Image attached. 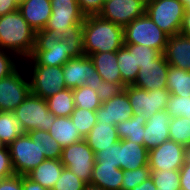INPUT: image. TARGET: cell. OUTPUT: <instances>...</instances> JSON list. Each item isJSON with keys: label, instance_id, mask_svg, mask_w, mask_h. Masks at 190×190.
I'll use <instances>...</instances> for the list:
<instances>
[{"label": "cell", "instance_id": "cell-42", "mask_svg": "<svg viewBox=\"0 0 190 190\" xmlns=\"http://www.w3.org/2000/svg\"><path fill=\"white\" fill-rule=\"evenodd\" d=\"M22 62L15 54L0 49V80L14 73Z\"/></svg>", "mask_w": 190, "mask_h": 190}, {"label": "cell", "instance_id": "cell-58", "mask_svg": "<svg viewBox=\"0 0 190 190\" xmlns=\"http://www.w3.org/2000/svg\"><path fill=\"white\" fill-rule=\"evenodd\" d=\"M60 2L77 1V0H59Z\"/></svg>", "mask_w": 190, "mask_h": 190}, {"label": "cell", "instance_id": "cell-26", "mask_svg": "<svg viewBox=\"0 0 190 190\" xmlns=\"http://www.w3.org/2000/svg\"><path fill=\"white\" fill-rule=\"evenodd\" d=\"M48 132L62 148L84 140L79 130L74 127L70 117H56L55 122L49 128Z\"/></svg>", "mask_w": 190, "mask_h": 190}, {"label": "cell", "instance_id": "cell-16", "mask_svg": "<svg viewBox=\"0 0 190 190\" xmlns=\"http://www.w3.org/2000/svg\"><path fill=\"white\" fill-rule=\"evenodd\" d=\"M169 66L170 65L167 63V60H165L164 55L162 54L152 64L139 66L138 76L132 85L147 91L166 89Z\"/></svg>", "mask_w": 190, "mask_h": 190}, {"label": "cell", "instance_id": "cell-54", "mask_svg": "<svg viewBox=\"0 0 190 190\" xmlns=\"http://www.w3.org/2000/svg\"><path fill=\"white\" fill-rule=\"evenodd\" d=\"M84 190H104L98 186L92 185L90 183L86 184V186L84 187Z\"/></svg>", "mask_w": 190, "mask_h": 190}, {"label": "cell", "instance_id": "cell-21", "mask_svg": "<svg viewBox=\"0 0 190 190\" xmlns=\"http://www.w3.org/2000/svg\"><path fill=\"white\" fill-rule=\"evenodd\" d=\"M149 151L144 145L121 140L120 147V168L122 170H135L142 166H148Z\"/></svg>", "mask_w": 190, "mask_h": 190}, {"label": "cell", "instance_id": "cell-1", "mask_svg": "<svg viewBox=\"0 0 190 190\" xmlns=\"http://www.w3.org/2000/svg\"><path fill=\"white\" fill-rule=\"evenodd\" d=\"M82 54L81 39L61 38L55 31L36 32L35 46L31 56L23 65L63 66L71 58Z\"/></svg>", "mask_w": 190, "mask_h": 190}, {"label": "cell", "instance_id": "cell-56", "mask_svg": "<svg viewBox=\"0 0 190 190\" xmlns=\"http://www.w3.org/2000/svg\"><path fill=\"white\" fill-rule=\"evenodd\" d=\"M25 1L27 0H14V2L16 3V5L19 7L21 4H23Z\"/></svg>", "mask_w": 190, "mask_h": 190}, {"label": "cell", "instance_id": "cell-18", "mask_svg": "<svg viewBox=\"0 0 190 190\" xmlns=\"http://www.w3.org/2000/svg\"><path fill=\"white\" fill-rule=\"evenodd\" d=\"M163 55L170 66L190 72V37L168 36Z\"/></svg>", "mask_w": 190, "mask_h": 190}, {"label": "cell", "instance_id": "cell-8", "mask_svg": "<svg viewBox=\"0 0 190 190\" xmlns=\"http://www.w3.org/2000/svg\"><path fill=\"white\" fill-rule=\"evenodd\" d=\"M185 8L179 0H152L145 13L168 36L179 34Z\"/></svg>", "mask_w": 190, "mask_h": 190}, {"label": "cell", "instance_id": "cell-25", "mask_svg": "<svg viewBox=\"0 0 190 190\" xmlns=\"http://www.w3.org/2000/svg\"><path fill=\"white\" fill-rule=\"evenodd\" d=\"M123 170L108 165H94L90 184L104 190H121Z\"/></svg>", "mask_w": 190, "mask_h": 190}, {"label": "cell", "instance_id": "cell-47", "mask_svg": "<svg viewBox=\"0 0 190 190\" xmlns=\"http://www.w3.org/2000/svg\"><path fill=\"white\" fill-rule=\"evenodd\" d=\"M179 172L181 190H190V164H183Z\"/></svg>", "mask_w": 190, "mask_h": 190}, {"label": "cell", "instance_id": "cell-32", "mask_svg": "<svg viewBox=\"0 0 190 190\" xmlns=\"http://www.w3.org/2000/svg\"><path fill=\"white\" fill-rule=\"evenodd\" d=\"M29 135L33 140H37V144L46 159H61L62 147L51 137L48 131L32 130Z\"/></svg>", "mask_w": 190, "mask_h": 190}, {"label": "cell", "instance_id": "cell-45", "mask_svg": "<svg viewBox=\"0 0 190 190\" xmlns=\"http://www.w3.org/2000/svg\"><path fill=\"white\" fill-rule=\"evenodd\" d=\"M77 2L81 12L85 16L99 15L104 5L103 0H77Z\"/></svg>", "mask_w": 190, "mask_h": 190}, {"label": "cell", "instance_id": "cell-19", "mask_svg": "<svg viewBox=\"0 0 190 190\" xmlns=\"http://www.w3.org/2000/svg\"><path fill=\"white\" fill-rule=\"evenodd\" d=\"M171 117L167 111L161 110L151 118H147L144 130V146L149 151L169 140V127Z\"/></svg>", "mask_w": 190, "mask_h": 190}, {"label": "cell", "instance_id": "cell-57", "mask_svg": "<svg viewBox=\"0 0 190 190\" xmlns=\"http://www.w3.org/2000/svg\"><path fill=\"white\" fill-rule=\"evenodd\" d=\"M5 147H6V144L3 143V142L1 141V139H0V150H1V149H4Z\"/></svg>", "mask_w": 190, "mask_h": 190}, {"label": "cell", "instance_id": "cell-17", "mask_svg": "<svg viewBox=\"0 0 190 190\" xmlns=\"http://www.w3.org/2000/svg\"><path fill=\"white\" fill-rule=\"evenodd\" d=\"M63 76L65 85L69 89H75L85 85L88 77H93L96 71L95 66L89 56L81 54L76 58H71L63 66Z\"/></svg>", "mask_w": 190, "mask_h": 190}, {"label": "cell", "instance_id": "cell-43", "mask_svg": "<svg viewBox=\"0 0 190 190\" xmlns=\"http://www.w3.org/2000/svg\"><path fill=\"white\" fill-rule=\"evenodd\" d=\"M122 90L123 88L118 83L102 81L99 83V88L96 92L99 96L100 102L104 103L116 96Z\"/></svg>", "mask_w": 190, "mask_h": 190}, {"label": "cell", "instance_id": "cell-41", "mask_svg": "<svg viewBox=\"0 0 190 190\" xmlns=\"http://www.w3.org/2000/svg\"><path fill=\"white\" fill-rule=\"evenodd\" d=\"M134 49V60L135 65L144 66L147 64H152L155 60H157L162 53L153 48H149L147 46L139 45V44H129Z\"/></svg>", "mask_w": 190, "mask_h": 190}, {"label": "cell", "instance_id": "cell-15", "mask_svg": "<svg viewBox=\"0 0 190 190\" xmlns=\"http://www.w3.org/2000/svg\"><path fill=\"white\" fill-rule=\"evenodd\" d=\"M133 115V108L124 89L107 102L102 103L101 107L96 110L97 123L117 125L129 120Z\"/></svg>", "mask_w": 190, "mask_h": 190}, {"label": "cell", "instance_id": "cell-37", "mask_svg": "<svg viewBox=\"0 0 190 190\" xmlns=\"http://www.w3.org/2000/svg\"><path fill=\"white\" fill-rule=\"evenodd\" d=\"M120 147L121 140L111 145V147L103 148L95 153L94 165H108L120 168Z\"/></svg>", "mask_w": 190, "mask_h": 190}, {"label": "cell", "instance_id": "cell-55", "mask_svg": "<svg viewBox=\"0 0 190 190\" xmlns=\"http://www.w3.org/2000/svg\"><path fill=\"white\" fill-rule=\"evenodd\" d=\"M185 9H190V0H179Z\"/></svg>", "mask_w": 190, "mask_h": 190}, {"label": "cell", "instance_id": "cell-59", "mask_svg": "<svg viewBox=\"0 0 190 190\" xmlns=\"http://www.w3.org/2000/svg\"><path fill=\"white\" fill-rule=\"evenodd\" d=\"M145 3H148V2H150V1H152V0H143Z\"/></svg>", "mask_w": 190, "mask_h": 190}, {"label": "cell", "instance_id": "cell-29", "mask_svg": "<svg viewBox=\"0 0 190 190\" xmlns=\"http://www.w3.org/2000/svg\"><path fill=\"white\" fill-rule=\"evenodd\" d=\"M49 111L56 117H70L75 110L73 89L65 88L46 99Z\"/></svg>", "mask_w": 190, "mask_h": 190}, {"label": "cell", "instance_id": "cell-22", "mask_svg": "<svg viewBox=\"0 0 190 190\" xmlns=\"http://www.w3.org/2000/svg\"><path fill=\"white\" fill-rule=\"evenodd\" d=\"M64 165L60 159H46L36 166L26 176L51 190L63 171Z\"/></svg>", "mask_w": 190, "mask_h": 190}, {"label": "cell", "instance_id": "cell-20", "mask_svg": "<svg viewBox=\"0 0 190 190\" xmlns=\"http://www.w3.org/2000/svg\"><path fill=\"white\" fill-rule=\"evenodd\" d=\"M51 0H27L18 7L23 18L35 31L43 30L52 14Z\"/></svg>", "mask_w": 190, "mask_h": 190}, {"label": "cell", "instance_id": "cell-48", "mask_svg": "<svg viewBox=\"0 0 190 190\" xmlns=\"http://www.w3.org/2000/svg\"><path fill=\"white\" fill-rule=\"evenodd\" d=\"M18 10V6L14 0H0V16Z\"/></svg>", "mask_w": 190, "mask_h": 190}, {"label": "cell", "instance_id": "cell-51", "mask_svg": "<svg viewBox=\"0 0 190 190\" xmlns=\"http://www.w3.org/2000/svg\"><path fill=\"white\" fill-rule=\"evenodd\" d=\"M103 81L102 77L98 74L97 71L93 72V77H88L85 80V85L89 86L93 90H98L99 83Z\"/></svg>", "mask_w": 190, "mask_h": 190}, {"label": "cell", "instance_id": "cell-3", "mask_svg": "<svg viewBox=\"0 0 190 190\" xmlns=\"http://www.w3.org/2000/svg\"><path fill=\"white\" fill-rule=\"evenodd\" d=\"M36 32L19 10L0 16V49L28 59L35 46Z\"/></svg>", "mask_w": 190, "mask_h": 190}, {"label": "cell", "instance_id": "cell-24", "mask_svg": "<svg viewBox=\"0 0 190 190\" xmlns=\"http://www.w3.org/2000/svg\"><path fill=\"white\" fill-rule=\"evenodd\" d=\"M89 57L103 81L118 83L122 87V77L117 65V52L96 53Z\"/></svg>", "mask_w": 190, "mask_h": 190}, {"label": "cell", "instance_id": "cell-49", "mask_svg": "<svg viewBox=\"0 0 190 190\" xmlns=\"http://www.w3.org/2000/svg\"><path fill=\"white\" fill-rule=\"evenodd\" d=\"M180 34L190 37V9H185Z\"/></svg>", "mask_w": 190, "mask_h": 190}, {"label": "cell", "instance_id": "cell-36", "mask_svg": "<svg viewBox=\"0 0 190 190\" xmlns=\"http://www.w3.org/2000/svg\"><path fill=\"white\" fill-rule=\"evenodd\" d=\"M170 140L184 146L190 144V118L173 117L170 119L169 127Z\"/></svg>", "mask_w": 190, "mask_h": 190}, {"label": "cell", "instance_id": "cell-10", "mask_svg": "<svg viewBox=\"0 0 190 190\" xmlns=\"http://www.w3.org/2000/svg\"><path fill=\"white\" fill-rule=\"evenodd\" d=\"M30 82L23 64L0 80V111L13 112L29 95Z\"/></svg>", "mask_w": 190, "mask_h": 190}, {"label": "cell", "instance_id": "cell-5", "mask_svg": "<svg viewBox=\"0 0 190 190\" xmlns=\"http://www.w3.org/2000/svg\"><path fill=\"white\" fill-rule=\"evenodd\" d=\"M13 113L24 133L32 130L48 131L56 118L49 111L46 100L31 92Z\"/></svg>", "mask_w": 190, "mask_h": 190}, {"label": "cell", "instance_id": "cell-13", "mask_svg": "<svg viewBox=\"0 0 190 190\" xmlns=\"http://www.w3.org/2000/svg\"><path fill=\"white\" fill-rule=\"evenodd\" d=\"M143 0H107L99 16L123 28L145 14Z\"/></svg>", "mask_w": 190, "mask_h": 190}, {"label": "cell", "instance_id": "cell-6", "mask_svg": "<svg viewBox=\"0 0 190 190\" xmlns=\"http://www.w3.org/2000/svg\"><path fill=\"white\" fill-rule=\"evenodd\" d=\"M124 44H139L164 52L168 35L145 13L123 28Z\"/></svg>", "mask_w": 190, "mask_h": 190}, {"label": "cell", "instance_id": "cell-34", "mask_svg": "<svg viewBox=\"0 0 190 190\" xmlns=\"http://www.w3.org/2000/svg\"><path fill=\"white\" fill-rule=\"evenodd\" d=\"M150 177L157 190H181L179 170L151 171Z\"/></svg>", "mask_w": 190, "mask_h": 190}, {"label": "cell", "instance_id": "cell-38", "mask_svg": "<svg viewBox=\"0 0 190 190\" xmlns=\"http://www.w3.org/2000/svg\"><path fill=\"white\" fill-rule=\"evenodd\" d=\"M171 118L185 117L190 118V97H182L170 94L166 109Z\"/></svg>", "mask_w": 190, "mask_h": 190}, {"label": "cell", "instance_id": "cell-52", "mask_svg": "<svg viewBox=\"0 0 190 190\" xmlns=\"http://www.w3.org/2000/svg\"><path fill=\"white\" fill-rule=\"evenodd\" d=\"M132 190H157L156 185L153 183L151 177L143 181L141 184L136 185Z\"/></svg>", "mask_w": 190, "mask_h": 190}, {"label": "cell", "instance_id": "cell-30", "mask_svg": "<svg viewBox=\"0 0 190 190\" xmlns=\"http://www.w3.org/2000/svg\"><path fill=\"white\" fill-rule=\"evenodd\" d=\"M166 84L171 94L190 97L189 71L169 66Z\"/></svg>", "mask_w": 190, "mask_h": 190}, {"label": "cell", "instance_id": "cell-53", "mask_svg": "<svg viewBox=\"0 0 190 190\" xmlns=\"http://www.w3.org/2000/svg\"><path fill=\"white\" fill-rule=\"evenodd\" d=\"M184 164H190V144L185 146Z\"/></svg>", "mask_w": 190, "mask_h": 190}, {"label": "cell", "instance_id": "cell-31", "mask_svg": "<svg viewBox=\"0 0 190 190\" xmlns=\"http://www.w3.org/2000/svg\"><path fill=\"white\" fill-rule=\"evenodd\" d=\"M23 132L13 112L0 111V139L9 146Z\"/></svg>", "mask_w": 190, "mask_h": 190}, {"label": "cell", "instance_id": "cell-50", "mask_svg": "<svg viewBox=\"0 0 190 190\" xmlns=\"http://www.w3.org/2000/svg\"><path fill=\"white\" fill-rule=\"evenodd\" d=\"M22 185L24 190H49L41 186L39 183L32 181L27 176H22Z\"/></svg>", "mask_w": 190, "mask_h": 190}, {"label": "cell", "instance_id": "cell-28", "mask_svg": "<svg viewBox=\"0 0 190 190\" xmlns=\"http://www.w3.org/2000/svg\"><path fill=\"white\" fill-rule=\"evenodd\" d=\"M147 118L142 114H134L129 120L115 125L117 134L122 139H127L144 145V130Z\"/></svg>", "mask_w": 190, "mask_h": 190}, {"label": "cell", "instance_id": "cell-33", "mask_svg": "<svg viewBox=\"0 0 190 190\" xmlns=\"http://www.w3.org/2000/svg\"><path fill=\"white\" fill-rule=\"evenodd\" d=\"M73 98L75 107L91 111H96L102 105L96 90L91 89L87 85L73 89Z\"/></svg>", "mask_w": 190, "mask_h": 190}, {"label": "cell", "instance_id": "cell-4", "mask_svg": "<svg viewBox=\"0 0 190 190\" xmlns=\"http://www.w3.org/2000/svg\"><path fill=\"white\" fill-rule=\"evenodd\" d=\"M52 14L43 30L55 31L61 38L79 36V30L85 19L77 1L60 2L51 0Z\"/></svg>", "mask_w": 190, "mask_h": 190}, {"label": "cell", "instance_id": "cell-12", "mask_svg": "<svg viewBox=\"0 0 190 190\" xmlns=\"http://www.w3.org/2000/svg\"><path fill=\"white\" fill-rule=\"evenodd\" d=\"M61 163L78 178L90 183L95 164V153L85 140L62 148Z\"/></svg>", "mask_w": 190, "mask_h": 190}, {"label": "cell", "instance_id": "cell-40", "mask_svg": "<svg viewBox=\"0 0 190 190\" xmlns=\"http://www.w3.org/2000/svg\"><path fill=\"white\" fill-rule=\"evenodd\" d=\"M86 182L78 178L70 169L64 167L51 190H84Z\"/></svg>", "mask_w": 190, "mask_h": 190}, {"label": "cell", "instance_id": "cell-46", "mask_svg": "<svg viewBox=\"0 0 190 190\" xmlns=\"http://www.w3.org/2000/svg\"><path fill=\"white\" fill-rule=\"evenodd\" d=\"M0 190H24L22 175L15 174L11 177L0 179Z\"/></svg>", "mask_w": 190, "mask_h": 190}, {"label": "cell", "instance_id": "cell-7", "mask_svg": "<svg viewBox=\"0 0 190 190\" xmlns=\"http://www.w3.org/2000/svg\"><path fill=\"white\" fill-rule=\"evenodd\" d=\"M26 69L30 91L47 99L66 87L62 66L23 65Z\"/></svg>", "mask_w": 190, "mask_h": 190}, {"label": "cell", "instance_id": "cell-39", "mask_svg": "<svg viewBox=\"0 0 190 190\" xmlns=\"http://www.w3.org/2000/svg\"><path fill=\"white\" fill-rule=\"evenodd\" d=\"M151 175L149 166H142L135 170H123L121 190H132L136 185L147 180Z\"/></svg>", "mask_w": 190, "mask_h": 190}, {"label": "cell", "instance_id": "cell-23", "mask_svg": "<svg viewBox=\"0 0 190 190\" xmlns=\"http://www.w3.org/2000/svg\"><path fill=\"white\" fill-rule=\"evenodd\" d=\"M88 146L97 153L103 148L111 147L120 140L115 125L105 122L96 123L84 138Z\"/></svg>", "mask_w": 190, "mask_h": 190}, {"label": "cell", "instance_id": "cell-11", "mask_svg": "<svg viewBox=\"0 0 190 190\" xmlns=\"http://www.w3.org/2000/svg\"><path fill=\"white\" fill-rule=\"evenodd\" d=\"M123 89L134 114H142L146 118H151L155 113L166 109L171 94L167 88L147 91L134 85H126Z\"/></svg>", "mask_w": 190, "mask_h": 190}, {"label": "cell", "instance_id": "cell-2", "mask_svg": "<svg viewBox=\"0 0 190 190\" xmlns=\"http://www.w3.org/2000/svg\"><path fill=\"white\" fill-rule=\"evenodd\" d=\"M82 54L117 52L124 45L123 27L101 18L85 16L79 30Z\"/></svg>", "mask_w": 190, "mask_h": 190}, {"label": "cell", "instance_id": "cell-35", "mask_svg": "<svg viewBox=\"0 0 190 190\" xmlns=\"http://www.w3.org/2000/svg\"><path fill=\"white\" fill-rule=\"evenodd\" d=\"M70 118L74 124V127L79 130V133L83 138L87 136L92 127L97 123L96 111L79 107H75V110L72 112Z\"/></svg>", "mask_w": 190, "mask_h": 190}, {"label": "cell", "instance_id": "cell-44", "mask_svg": "<svg viewBox=\"0 0 190 190\" xmlns=\"http://www.w3.org/2000/svg\"><path fill=\"white\" fill-rule=\"evenodd\" d=\"M15 175L8 146L0 150V179Z\"/></svg>", "mask_w": 190, "mask_h": 190}, {"label": "cell", "instance_id": "cell-9", "mask_svg": "<svg viewBox=\"0 0 190 190\" xmlns=\"http://www.w3.org/2000/svg\"><path fill=\"white\" fill-rule=\"evenodd\" d=\"M8 148L14 172L18 175L26 176L46 160L37 144V140H33L29 133H22Z\"/></svg>", "mask_w": 190, "mask_h": 190}, {"label": "cell", "instance_id": "cell-14", "mask_svg": "<svg viewBox=\"0 0 190 190\" xmlns=\"http://www.w3.org/2000/svg\"><path fill=\"white\" fill-rule=\"evenodd\" d=\"M185 146L167 140L160 146L149 150L148 166L150 171L180 170L184 164Z\"/></svg>", "mask_w": 190, "mask_h": 190}, {"label": "cell", "instance_id": "cell-27", "mask_svg": "<svg viewBox=\"0 0 190 190\" xmlns=\"http://www.w3.org/2000/svg\"><path fill=\"white\" fill-rule=\"evenodd\" d=\"M117 65L122 77V88L132 85L139 72V66L135 65L134 49L129 44H124L117 51Z\"/></svg>", "mask_w": 190, "mask_h": 190}]
</instances>
